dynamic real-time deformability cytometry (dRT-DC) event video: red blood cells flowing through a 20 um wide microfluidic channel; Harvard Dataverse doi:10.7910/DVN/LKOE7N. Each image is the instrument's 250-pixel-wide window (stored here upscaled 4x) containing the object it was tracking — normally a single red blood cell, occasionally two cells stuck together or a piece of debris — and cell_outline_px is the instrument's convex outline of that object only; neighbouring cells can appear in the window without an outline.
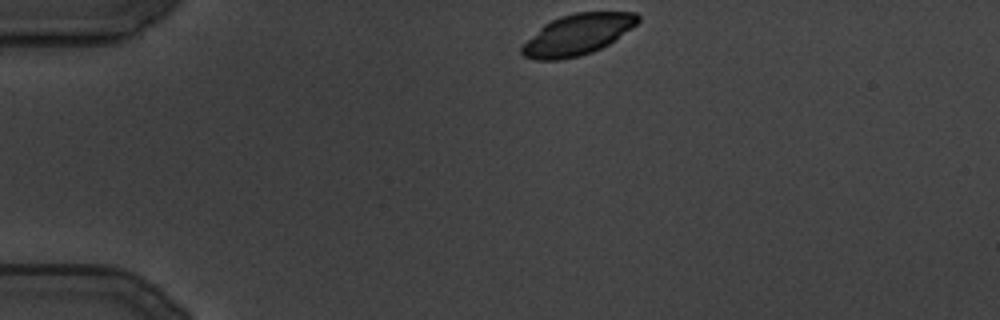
{"species": "common noctule bat (a hibernating species)", "species_latin": "Nyctalus noctula", "temperature_condition": "cold", "stored_images_in_passage": 101, "camera_frame_rate_fps": 3000, "um_per_image_px": 0.085, "animal": {"sex": "male", "body_mass_g": 19.5, "forearm_length_mm": 54.6}, "frame": {"image": 1, "passage_image": 1, "time_ms": 0.0, "image_size_px": [1000, 320], "cell_outline_px": [[640, 20], [636, 24], [608, 44], [592, 52], [580, 56], [556, 60], [536, 60], [524, 56], [520, 52], [520, 48], [544, 24], [560, 16], [576, 12], [636, 12], [640, 16]], "centroid_in_image_um": [49.08, 2.93], "position_along_channel_um": 35.9, "area_um2": 27.28}}